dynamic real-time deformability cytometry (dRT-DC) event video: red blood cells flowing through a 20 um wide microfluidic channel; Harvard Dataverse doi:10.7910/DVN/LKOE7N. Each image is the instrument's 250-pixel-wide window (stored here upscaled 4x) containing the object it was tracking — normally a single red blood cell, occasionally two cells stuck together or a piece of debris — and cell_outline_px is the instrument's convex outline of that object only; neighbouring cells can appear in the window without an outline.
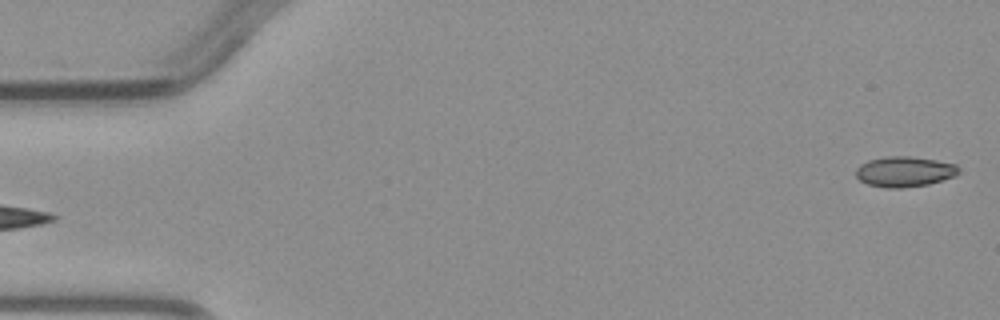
{"species": "common noctule bat (a hibernating species)", "species_latin": "Nyctalus noctula", "temperature_condition": "warm", "stored_images_in_passage": 3, "segment_of_instrument_passage": [2, 2], "camera_frame_rate_fps": 3000, "um_per_image_px": 0.085, "animal": {"sex": "male", "body_mass_g": 23.1, "forearm_length_mm": 52.7}, "frame": {"image": 1, "passage_image": 3, "time_ms": 2.333, "image_size_px": [1000, 320], "cell_outline_px": [[960, 172], [956, 176], [928, 184], [900, 188], [888, 188], [868, 184], [860, 180], [856, 176], [856, 168], [860, 164], [868, 160], [888, 156], [908, 156], [936, 160], [956, 164], [960, 168]], "centroid_in_image_um": [76.9, 14.58], "position_along_channel_um": 8.1, "area_um2": 18.21}}